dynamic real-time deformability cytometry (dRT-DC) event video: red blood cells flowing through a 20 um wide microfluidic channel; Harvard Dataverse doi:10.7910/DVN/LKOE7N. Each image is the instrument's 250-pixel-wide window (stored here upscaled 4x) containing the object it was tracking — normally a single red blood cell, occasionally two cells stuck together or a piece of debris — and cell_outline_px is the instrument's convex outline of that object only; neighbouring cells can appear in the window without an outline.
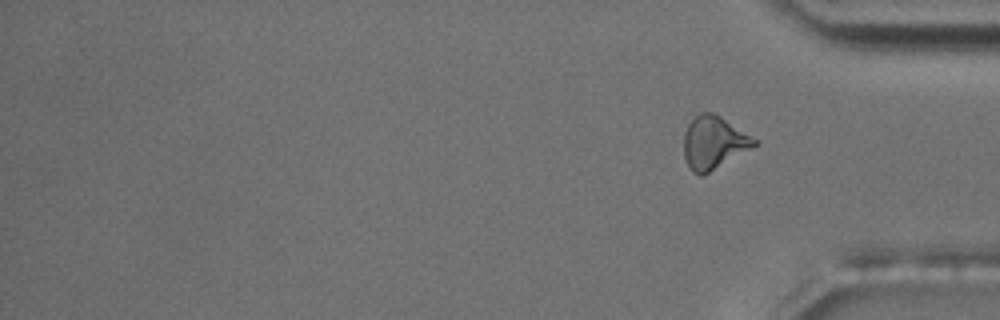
{"species": "common noctule bat (a hibernating species)", "species_latin": "Nyctalus noctula", "temperature_condition": "room temperature", "stored_images_in_passage": 16, "camera_frame_rate_fps": 3000, "um_per_image_px": 0.085, "animal": {"sex": "male", "body_mass_g": 17.5, "forearm_length_mm": 52.3}, "frame": {"image": 1, "passage_image": 16, "time_ms": 19.0, "image_size_px": [1000, 320], "cell_outline_px": [[760, 144], [704, 176], [700, 176], [692, 172], [684, 156], [684, 132], [688, 124], [700, 112], [712, 112], [720, 116], [760, 140]], "centroid_in_image_um": [60.71, 12.14], "position_along_channel_um": 374.5, "area_um2": 22.14}, "authors_computed_cell_mechanics": {"area_um2": 20.3167, "velocity_mm_per_s": 3.5772, "shape_relaxation_time_tau1_ms": 7.6692, "shape_relaxation_time_tau2_ms": 2.1235, "deformation_change_tau1": 0.1518, "deformation_change_tau2": 0.0751}}